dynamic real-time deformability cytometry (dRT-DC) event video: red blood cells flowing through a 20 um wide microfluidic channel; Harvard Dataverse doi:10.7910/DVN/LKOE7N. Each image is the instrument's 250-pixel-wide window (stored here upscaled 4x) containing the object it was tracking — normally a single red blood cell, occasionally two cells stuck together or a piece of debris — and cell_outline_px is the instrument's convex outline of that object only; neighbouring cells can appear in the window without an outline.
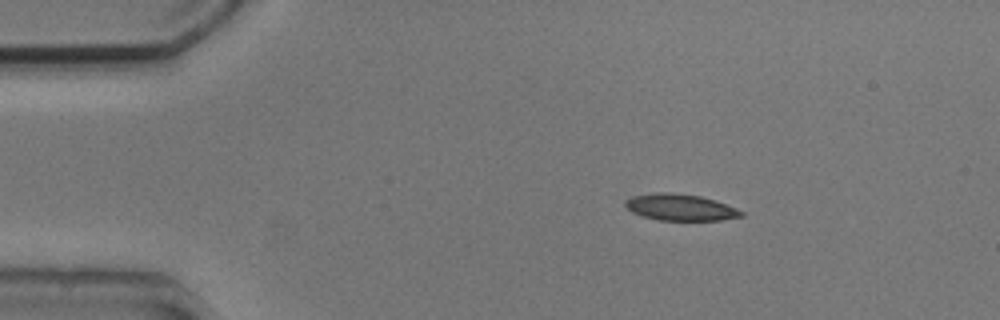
{"species": "common noctule bat (a hibernating species)", "species_latin": "Nyctalus noctula", "temperature_condition": "cold", "stored_images_in_passage": 45, "camera_frame_rate_fps": 3000, "um_per_image_px": 0.085, "animal": {"sex": "male", "body_mass_g": 20.5, "forearm_length_mm": 52.5}, "frame": {"image": 1, "passage_image": 1, "time_ms": 0.0, "image_size_px": [1000, 320], "cell_outline_px": [[744, 216], [720, 220], [660, 220], [644, 216], [632, 212], [624, 204], [632, 196], [656, 192], [668, 192], [700, 196], [716, 200], [736, 208], [744, 212]], "centroid_in_image_um": [57.86, 17.62], "position_along_channel_um": 27.1, "area_um2": 17.74}}
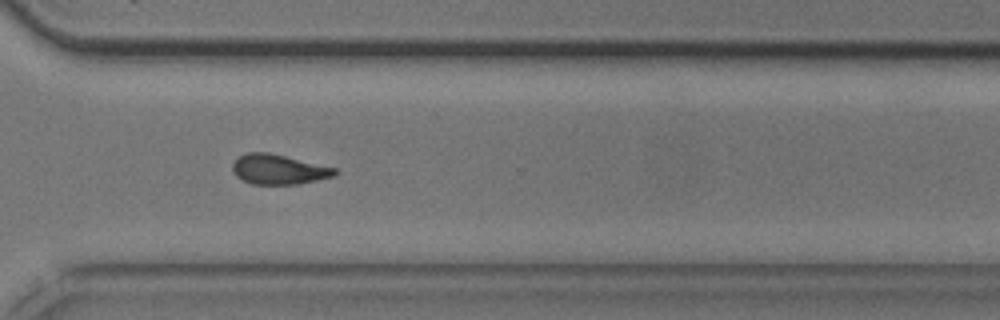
{"frame": {"image": 2, "passage_image": 31, "time_ms": 10.0, "image_size_px": [1000, 320], "cell_outline_px": [[336, 176], [300, 184], [252, 184], [240, 180], [236, 176], [232, 168], [232, 164], [240, 156], [248, 152], [268, 152], [336, 168]], "centroid_in_image_um": [23.68, 14.41], "position_along_channel_um": 346.9, "area_um2": 17.8}}
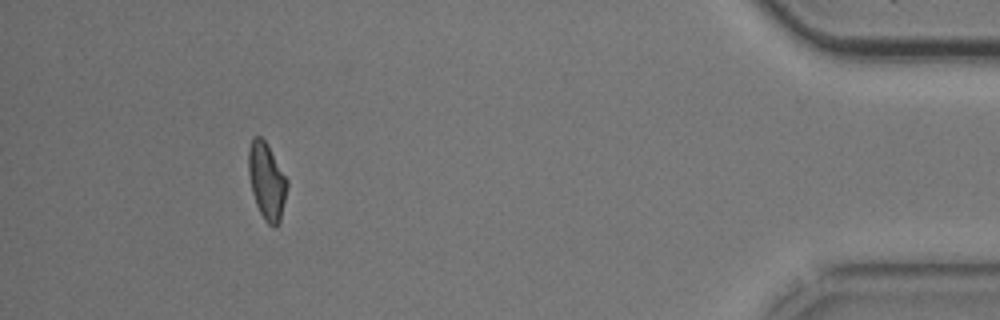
{"frame": {"image": 3, "passage_image": 41, "time_ms": 13.333, "image_size_px": [1000, 320], "cell_outline_px": [[288, 184], [280, 220], [276, 228], [272, 228], [264, 220], [256, 204], [252, 192], [248, 172], [248, 148], [252, 136], [260, 136], [264, 140], [288, 180]], "centroid_in_image_um": [22.65, 15.41], "position_along_channel_um": 412.5, "area_um2": 17.22}, "authors_computed_cell_mechanics": {"area_um2": 18.0914, "velocity_mm_per_s": 3.7885, "shape_relaxation_time_tau1_ms": 2.888, "shape_relaxation_time_tau2_ms": 4.7051, "deformation_change_tau1": 0.1123, "deformation_change_tau2": 0.1223}}